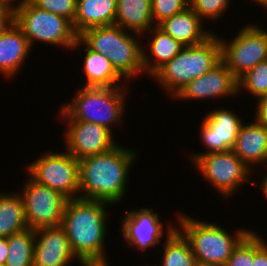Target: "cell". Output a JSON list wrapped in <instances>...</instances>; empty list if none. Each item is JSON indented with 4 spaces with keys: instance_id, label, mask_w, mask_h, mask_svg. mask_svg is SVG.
<instances>
[{
    "instance_id": "23",
    "label": "cell",
    "mask_w": 267,
    "mask_h": 266,
    "mask_svg": "<svg viewBox=\"0 0 267 266\" xmlns=\"http://www.w3.org/2000/svg\"><path fill=\"white\" fill-rule=\"evenodd\" d=\"M117 0H77L73 26L78 35L85 30L112 25L115 21Z\"/></svg>"
},
{
    "instance_id": "4",
    "label": "cell",
    "mask_w": 267,
    "mask_h": 266,
    "mask_svg": "<svg viewBox=\"0 0 267 266\" xmlns=\"http://www.w3.org/2000/svg\"><path fill=\"white\" fill-rule=\"evenodd\" d=\"M221 61V45L217 34L195 46H185L151 77L172 99L192 80L204 75Z\"/></svg>"
},
{
    "instance_id": "40",
    "label": "cell",
    "mask_w": 267,
    "mask_h": 266,
    "mask_svg": "<svg viewBox=\"0 0 267 266\" xmlns=\"http://www.w3.org/2000/svg\"><path fill=\"white\" fill-rule=\"evenodd\" d=\"M254 3L256 2V4H259L262 7H265V9H267V0H251Z\"/></svg>"
},
{
    "instance_id": "29",
    "label": "cell",
    "mask_w": 267,
    "mask_h": 266,
    "mask_svg": "<svg viewBox=\"0 0 267 266\" xmlns=\"http://www.w3.org/2000/svg\"><path fill=\"white\" fill-rule=\"evenodd\" d=\"M231 0H189V6L203 21H218L231 6Z\"/></svg>"
},
{
    "instance_id": "38",
    "label": "cell",
    "mask_w": 267,
    "mask_h": 266,
    "mask_svg": "<svg viewBox=\"0 0 267 266\" xmlns=\"http://www.w3.org/2000/svg\"><path fill=\"white\" fill-rule=\"evenodd\" d=\"M15 1H17L16 4ZM24 1L25 0H0V5L7 6L15 11Z\"/></svg>"
},
{
    "instance_id": "36",
    "label": "cell",
    "mask_w": 267,
    "mask_h": 266,
    "mask_svg": "<svg viewBox=\"0 0 267 266\" xmlns=\"http://www.w3.org/2000/svg\"><path fill=\"white\" fill-rule=\"evenodd\" d=\"M107 258L105 259H83L79 260L81 266H109L107 263Z\"/></svg>"
},
{
    "instance_id": "41",
    "label": "cell",
    "mask_w": 267,
    "mask_h": 266,
    "mask_svg": "<svg viewBox=\"0 0 267 266\" xmlns=\"http://www.w3.org/2000/svg\"><path fill=\"white\" fill-rule=\"evenodd\" d=\"M194 266H218V265H214V264H209V263H203V262L195 261Z\"/></svg>"
},
{
    "instance_id": "13",
    "label": "cell",
    "mask_w": 267,
    "mask_h": 266,
    "mask_svg": "<svg viewBox=\"0 0 267 266\" xmlns=\"http://www.w3.org/2000/svg\"><path fill=\"white\" fill-rule=\"evenodd\" d=\"M66 125L64 142L66 151L77 160L110 151L119 143L113 132L104 126L77 120H61Z\"/></svg>"
},
{
    "instance_id": "19",
    "label": "cell",
    "mask_w": 267,
    "mask_h": 266,
    "mask_svg": "<svg viewBox=\"0 0 267 266\" xmlns=\"http://www.w3.org/2000/svg\"><path fill=\"white\" fill-rule=\"evenodd\" d=\"M204 21L189 6L184 11L165 19L158 27L185 46H195L205 42L214 33L205 30Z\"/></svg>"
},
{
    "instance_id": "6",
    "label": "cell",
    "mask_w": 267,
    "mask_h": 266,
    "mask_svg": "<svg viewBox=\"0 0 267 266\" xmlns=\"http://www.w3.org/2000/svg\"><path fill=\"white\" fill-rule=\"evenodd\" d=\"M15 24L27 37L31 48L38 41L73 51V46L79 39L71 20L38 9L29 0H25L15 10Z\"/></svg>"
},
{
    "instance_id": "5",
    "label": "cell",
    "mask_w": 267,
    "mask_h": 266,
    "mask_svg": "<svg viewBox=\"0 0 267 266\" xmlns=\"http://www.w3.org/2000/svg\"><path fill=\"white\" fill-rule=\"evenodd\" d=\"M177 217L176 229L189 242L195 260L218 266L226 264L235 247L251 231L239 228L232 235L220 224L200 221L182 213Z\"/></svg>"
},
{
    "instance_id": "22",
    "label": "cell",
    "mask_w": 267,
    "mask_h": 266,
    "mask_svg": "<svg viewBox=\"0 0 267 266\" xmlns=\"http://www.w3.org/2000/svg\"><path fill=\"white\" fill-rule=\"evenodd\" d=\"M114 24L146 39L145 34L155 27L152 0H117Z\"/></svg>"
},
{
    "instance_id": "18",
    "label": "cell",
    "mask_w": 267,
    "mask_h": 266,
    "mask_svg": "<svg viewBox=\"0 0 267 266\" xmlns=\"http://www.w3.org/2000/svg\"><path fill=\"white\" fill-rule=\"evenodd\" d=\"M32 48L27 37L14 23L0 35V73L7 79L15 75L23 67ZM30 52V53H29Z\"/></svg>"
},
{
    "instance_id": "31",
    "label": "cell",
    "mask_w": 267,
    "mask_h": 266,
    "mask_svg": "<svg viewBox=\"0 0 267 266\" xmlns=\"http://www.w3.org/2000/svg\"><path fill=\"white\" fill-rule=\"evenodd\" d=\"M189 7V0H152V17L155 26Z\"/></svg>"
},
{
    "instance_id": "30",
    "label": "cell",
    "mask_w": 267,
    "mask_h": 266,
    "mask_svg": "<svg viewBox=\"0 0 267 266\" xmlns=\"http://www.w3.org/2000/svg\"><path fill=\"white\" fill-rule=\"evenodd\" d=\"M254 261V231H250L235 247L224 266H252Z\"/></svg>"
},
{
    "instance_id": "35",
    "label": "cell",
    "mask_w": 267,
    "mask_h": 266,
    "mask_svg": "<svg viewBox=\"0 0 267 266\" xmlns=\"http://www.w3.org/2000/svg\"><path fill=\"white\" fill-rule=\"evenodd\" d=\"M255 103L256 109L253 117L258 123L267 127V95L258 98Z\"/></svg>"
},
{
    "instance_id": "20",
    "label": "cell",
    "mask_w": 267,
    "mask_h": 266,
    "mask_svg": "<svg viewBox=\"0 0 267 266\" xmlns=\"http://www.w3.org/2000/svg\"><path fill=\"white\" fill-rule=\"evenodd\" d=\"M147 33L149 36L151 34V37H148L149 50L146 46L144 47V44L142 45V64L144 74L152 76L160 67L175 57L185 45L166 34L158 26L152 27Z\"/></svg>"
},
{
    "instance_id": "17",
    "label": "cell",
    "mask_w": 267,
    "mask_h": 266,
    "mask_svg": "<svg viewBox=\"0 0 267 266\" xmlns=\"http://www.w3.org/2000/svg\"><path fill=\"white\" fill-rule=\"evenodd\" d=\"M243 123L232 151L252 170L267 160V127L255 119Z\"/></svg>"
},
{
    "instance_id": "3",
    "label": "cell",
    "mask_w": 267,
    "mask_h": 266,
    "mask_svg": "<svg viewBox=\"0 0 267 266\" xmlns=\"http://www.w3.org/2000/svg\"><path fill=\"white\" fill-rule=\"evenodd\" d=\"M81 87L69 104L60 105L59 121L77 120L95 123L110 131L113 126L124 124L122 118L128 99L127 86Z\"/></svg>"
},
{
    "instance_id": "2",
    "label": "cell",
    "mask_w": 267,
    "mask_h": 266,
    "mask_svg": "<svg viewBox=\"0 0 267 266\" xmlns=\"http://www.w3.org/2000/svg\"><path fill=\"white\" fill-rule=\"evenodd\" d=\"M108 202L73 198L67 201L62 224L79 260L105 259Z\"/></svg>"
},
{
    "instance_id": "37",
    "label": "cell",
    "mask_w": 267,
    "mask_h": 266,
    "mask_svg": "<svg viewBox=\"0 0 267 266\" xmlns=\"http://www.w3.org/2000/svg\"><path fill=\"white\" fill-rule=\"evenodd\" d=\"M8 252V238L0 237V264H5Z\"/></svg>"
},
{
    "instance_id": "33",
    "label": "cell",
    "mask_w": 267,
    "mask_h": 266,
    "mask_svg": "<svg viewBox=\"0 0 267 266\" xmlns=\"http://www.w3.org/2000/svg\"><path fill=\"white\" fill-rule=\"evenodd\" d=\"M252 266H267V242L254 232V261Z\"/></svg>"
},
{
    "instance_id": "11",
    "label": "cell",
    "mask_w": 267,
    "mask_h": 266,
    "mask_svg": "<svg viewBox=\"0 0 267 266\" xmlns=\"http://www.w3.org/2000/svg\"><path fill=\"white\" fill-rule=\"evenodd\" d=\"M200 123V139L206 152L189 153L193 162L199 155L222 153L232 150L244 119L232 109L222 107L211 110Z\"/></svg>"
},
{
    "instance_id": "8",
    "label": "cell",
    "mask_w": 267,
    "mask_h": 266,
    "mask_svg": "<svg viewBox=\"0 0 267 266\" xmlns=\"http://www.w3.org/2000/svg\"><path fill=\"white\" fill-rule=\"evenodd\" d=\"M65 152L45 151L26 167L27 175L35 182L57 190L69 199L79 198V163Z\"/></svg>"
},
{
    "instance_id": "32",
    "label": "cell",
    "mask_w": 267,
    "mask_h": 266,
    "mask_svg": "<svg viewBox=\"0 0 267 266\" xmlns=\"http://www.w3.org/2000/svg\"><path fill=\"white\" fill-rule=\"evenodd\" d=\"M38 9L48 11L74 21L77 0H29Z\"/></svg>"
},
{
    "instance_id": "39",
    "label": "cell",
    "mask_w": 267,
    "mask_h": 266,
    "mask_svg": "<svg viewBox=\"0 0 267 266\" xmlns=\"http://www.w3.org/2000/svg\"><path fill=\"white\" fill-rule=\"evenodd\" d=\"M263 178L261 179L260 183V191L263 192L262 194L267 198V175L262 176Z\"/></svg>"
},
{
    "instance_id": "25",
    "label": "cell",
    "mask_w": 267,
    "mask_h": 266,
    "mask_svg": "<svg viewBox=\"0 0 267 266\" xmlns=\"http://www.w3.org/2000/svg\"><path fill=\"white\" fill-rule=\"evenodd\" d=\"M35 230L27 228L8 237L6 266H33Z\"/></svg>"
},
{
    "instance_id": "10",
    "label": "cell",
    "mask_w": 267,
    "mask_h": 266,
    "mask_svg": "<svg viewBox=\"0 0 267 266\" xmlns=\"http://www.w3.org/2000/svg\"><path fill=\"white\" fill-rule=\"evenodd\" d=\"M27 179L19 193L23 199L28 228L36 230L60 226L69 198L35 182L29 175Z\"/></svg>"
},
{
    "instance_id": "28",
    "label": "cell",
    "mask_w": 267,
    "mask_h": 266,
    "mask_svg": "<svg viewBox=\"0 0 267 266\" xmlns=\"http://www.w3.org/2000/svg\"><path fill=\"white\" fill-rule=\"evenodd\" d=\"M246 91L258 98L267 95V60L257 64L238 79V94Z\"/></svg>"
},
{
    "instance_id": "7",
    "label": "cell",
    "mask_w": 267,
    "mask_h": 266,
    "mask_svg": "<svg viewBox=\"0 0 267 266\" xmlns=\"http://www.w3.org/2000/svg\"><path fill=\"white\" fill-rule=\"evenodd\" d=\"M218 37L221 61L237 79L267 60V29L257 24L244 25L232 40Z\"/></svg>"
},
{
    "instance_id": "24",
    "label": "cell",
    "mask_w": 267,
    "mask_h": 266,
    "mask_svg": "<svg viewBox=\"0 0 267 266\" xmlns=\"http://www.w3.org/2000/svg\"><path fill=\"white\" fill-rule=\"evenodd\" d=\"M28 228L23 199L19 192H0V237L11 235Z\"/></svg>"
},
{
    "instance_id": "16",
    "label": "cell",
    "mask_w": 267,
    "mask_h": 266,
    "mask_svg": "<svg viewBox=\"0 0 267 266\" xmlns=\"http://www.w3.org/2000/svg\"><path fill=\"white\" fill-rule=\"evenodd\" d=\"M141 35L122 29L115 24V47L107 55L115 71L129 83L144 73ZM139 74V75H138ZM135 77V78H134Z\"/></svg>"
},
{
    "instance_id": "27",
    "label": "cell",
    "mask_w": 267,
    "mask_h": 266,
    "mask_svg": "<svg viewBox=\"0 0 267 266\" xmlns=\"http://www.w3.org/2000/svg\"><path fill=\"white\" fill-rule=\"evenodd\" d=\"M79 39L92 51L107 56L115 47V24L87 29Z\"/></svg>"
},
{
    "instance_id": "21",
    "label": "cell",
    "mask_w": 267,
    "mask_h": 266,
    "mask_svg": "<svg viewBox=\"0 0 267 266\" xmlns=\"http://www.w3.org/2000/svg\"><path fill=\"white\" fill-rule=\"evenodd\" d=\"M83 45V46H82ZM85 47L83 73L86 87H117L126 86V81L115 71L107 56L89 49L80 39L73 46V50ZM124 81V82H123ZM125 84V85H124Z\"/></svg>"
},
{
    "instance_id": "1",
    "label": "cell",
    "mask_w": 267,
    "mask_h": 266,
    "mask_svg": "<svg viewBox=\"0 0 267 266\" xmlns=\"http://www.w3.org/2000/svg\"><path fill=\"white\" fill-rule=\"evenodd\" d=\"M137 153L118 144L110 151L78 160L79 197L108 202L111 206L119 203L127 193L129 173L137 162Z\"/></svg>"
},
{
    "instance_id": "26",
    "label": "cell",
    "mask_w": 267,
    "mask_h": 266,
    "mask_svg": "<svg viewBox=\"0 0 267 266\" xmlns=\"http://www.w3.org/2000/svg\"><path fill=\"white\" fill-rule=\"evenodd\" d=\"M164 240L161 266H194L196 260L190 244L177 229Z\"/></svg>"
},
{
    "instance_id": "12",
    "label": "cell",
    "mask_w": 267,
    "mask_h": 266,
    "mask_svg": "<svg viewBox=\"0 0 267 266\" xmlns=\"http://www.w3.org/2000/svg\"><path fill=\"white\" fill-rule=\"evenodd\" d=\"M122 219L119 231L124 237L125 243L130 247L137 248L139 251L146 252L161 244V238L168 237L177 226L168 224L167 229H163L158 212L151 208H140L126 211ZM166 230V234H164Z\"/></svg>"
},
{
    "instance_id": "9",
    "label": "cell",
    "mask_w": 267,
    "mask_h": 266,
    "mask_svg": "<svg viewBox=\"0 0 267 266\" xmlns=\"http://www.w3.org/2000/svg\"><path fill=\"white\" fill-rule=\"evenodd\" d=\"M192 164L224 199L235 194L245 182L256 185L249 178L253 174L251 169L232 150L199 155Z\"/></svg>"
},
{
    "instance_id": "14",
    "label": "cell",
    "mask_w": 267,
    "mask_h": 266,
    "mask_svg": "<svg viewBox=\"0 0 267 266\" xmlns=\"http://www.w3.org/2000/svg\"><path fill=\"white\" fill-rule=\"evenodd\" d=\"M238 94V79L220 61L204 75L192 80L172 100L185 101L232 97Z\"/></svg>"
},
{
    "instance_id": "34",
    "label": "cell",
    "mask_w": 267,
    "mask_h": 266,
    "mask_svg": "<svg viewBox=\"0 0 267 266\" xmlns=\"http://www.w3.org/2000/svg\"><path fill=\"white\" fill-rule=\"evenodd\" d=\"M15 23V11L7 6L0 5V35Z\"/></svg>"
},
{
    "instance_id": "15",
    "label": "cell",
    "mask_w": 267,
    "mask_h": 266,
    "mask_svg": "<svg viewBox=\"0 0 267 266\" xmlns=\"http://www.w3.org/2000/svg\"><path fill=\"white\" fill-rule=\"evenodd\" d=\"M75 260L79 261L61 225L35 230L33 266H69Z\"/></svg>"
}]
</instances>
